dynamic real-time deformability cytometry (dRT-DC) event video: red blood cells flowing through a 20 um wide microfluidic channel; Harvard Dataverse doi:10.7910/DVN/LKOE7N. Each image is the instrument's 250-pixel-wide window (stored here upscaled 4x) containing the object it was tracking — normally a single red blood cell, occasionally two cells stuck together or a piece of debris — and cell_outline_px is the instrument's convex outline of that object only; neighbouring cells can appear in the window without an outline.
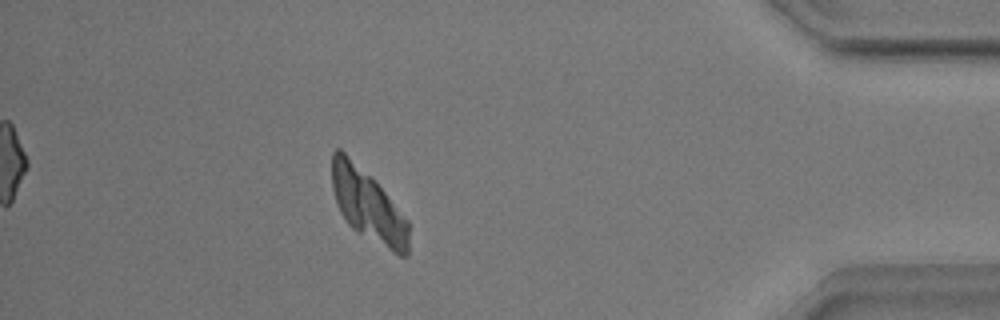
{"species": "common noctule bat (a hibernating species)", "species_latin": "Nyctalus noctula", "temperature_condition": "warm", "stored_images_in_passage": 44, "camera_frame_rate_fps": 3000, "um_per_image_px": 0.085, "animal": {"sex": "male", "body_mass_g": 17.9}, "frame": {"image": 1, "passage_image": 38, "time_ms": 12.333, "image_size_px": [1000, 320], "cell_outline_px": [[408, 256], [400, 256], [392, 252], [356, 232], [348, 224], [340, 212], [336, 204], [332, 188], [332, 152], [336, 148], [340, 148], [384, 192], [408, 220]], "centroid_in_image_um": [31.26, 17.51], "position_along_channel_um": 403.9, "area_um2": 31.5}}